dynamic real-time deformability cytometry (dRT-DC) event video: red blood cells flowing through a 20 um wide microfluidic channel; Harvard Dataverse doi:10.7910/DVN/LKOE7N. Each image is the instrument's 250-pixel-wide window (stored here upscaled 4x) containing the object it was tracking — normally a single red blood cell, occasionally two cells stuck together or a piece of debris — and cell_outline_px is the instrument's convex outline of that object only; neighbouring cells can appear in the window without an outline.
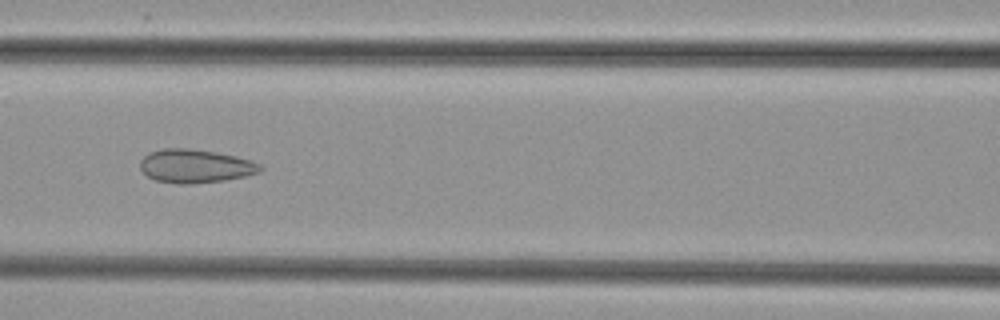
{"species": "common noctule bat (a hibernating species)", "species_latin": "Nyctalus noctula", "temperature_condition": "cold", "stored_images_in_passage": 32, "camera_frame_rate_fps": 3000, "um_per_image_px": 0.085, "animal": {"sex": "female", "body_mass_g": 29.2, "forearm_length_mm": 56.3}, "frame": {"image": 1, "passage_image": 9, "time_ms": 2.667, "image_size_px": [1000, 320], "cell_outline_px": [[264, 168], [260, 172], [244, 176], [224, 180], [192, 184], [176, 184], [156, 180], [148, 176], [140, 168], [140, 160], [148, 152], [164, 148], [188, 148], [216, 152], [236, 156], [252, 160], [260, 164]], "centroid_in_image_um": [16.6, 14.11], "position_along_channel_um": 150.0, "area_um2": 23.58}}
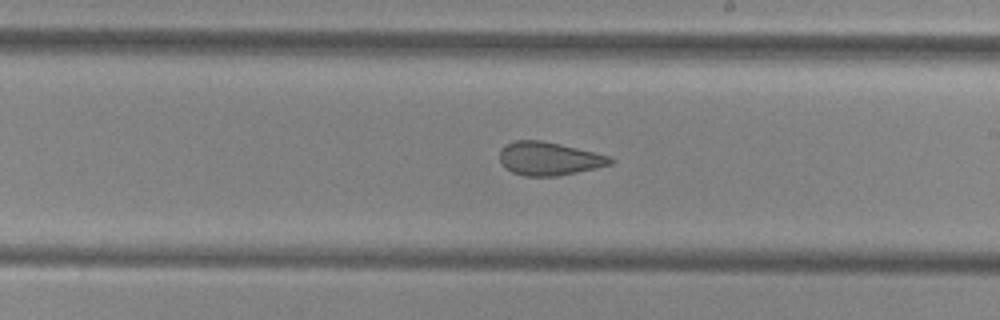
{"frame": {"image": 2, "passage_image": 16, "time_ms": 5.0, "image_size_px": [1000, 320], "cell_outline_px": [[616, 160], [612, 164], [596, 168], [556, 176], [524, 176], [512, 172], [504, 168], [500, 160], [500, 148], [516, 140], [540, 140], [560, 144], [608, 156]], "centroid_in_image_um": [46.64, 13.49], "position_along_channel_um": 242.4, "area_um2": 21.33}}
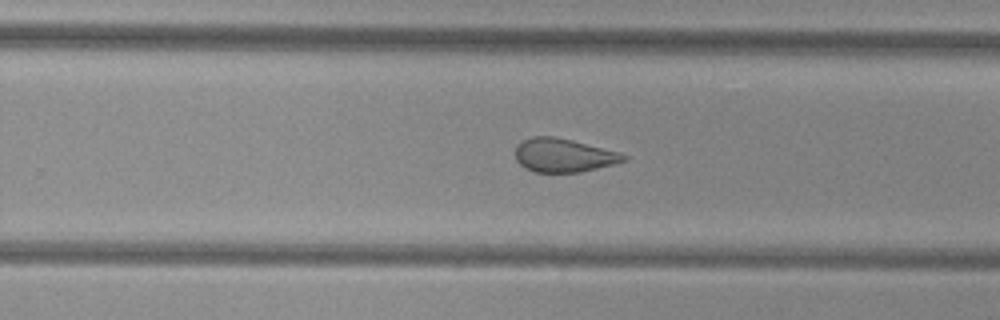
{"frame": {"image": 3, "passage_image": 19, "time_ms": 6.0, "image_size_px": [1000, 320], "cell_outline_px": [[628, 160], [580, 172], [532, 172], [524, 168], [516, 160], [516, 144], [532, 136], [552, 136], [572, 140], [620, 152], [628, 156]], "centroid_in_image_um": [47.89, 13.2], "position_along_channel_um": 281.9, "area_um2": 21.21}}